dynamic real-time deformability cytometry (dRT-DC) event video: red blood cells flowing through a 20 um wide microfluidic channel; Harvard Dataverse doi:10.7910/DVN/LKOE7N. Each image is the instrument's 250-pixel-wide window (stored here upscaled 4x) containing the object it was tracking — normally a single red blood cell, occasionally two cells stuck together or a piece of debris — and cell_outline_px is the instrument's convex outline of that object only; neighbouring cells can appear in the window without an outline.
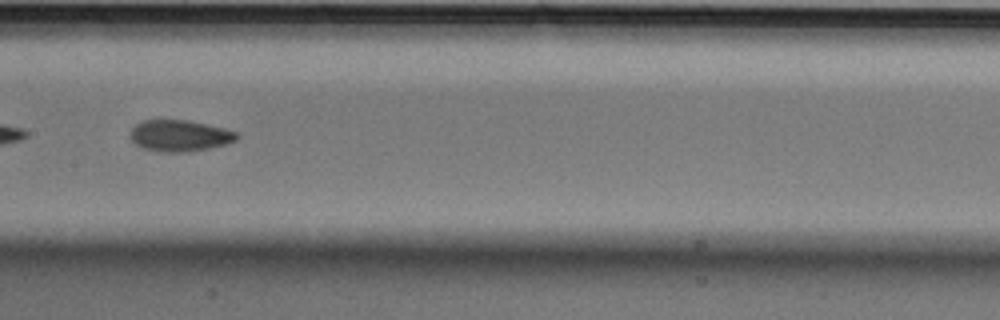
{"species": "Egyptian fruit bat (a non-hibernating species)", "species_latin": "Rousettus aegyptiacus", "temperature_condition": "cold", "stored_images_in_passage": 57, "segment_of_instrument_passage": [2, 2], "camera_frame_rate_fps": 3000, "um_per_image_px": 0.085, "animal": {"sex": "male"}, "frame": {"image": 1, "passage_image": 29, "time_ms": 9.333, "image_size_px": [1000, 320], "cell_outline_px": [[240, 136], [236, 140], [224, 144], [208, 148], [188, 152], [160, 152], [140, 148], [128, 136], [132, 128], [136, 124], [144, 120], [188, 120], [224, 128], [236, 132]], "centroid_in_image_um": [15.23, 11.54], "position_along_channel_um": 192.2, "area_um2": 19.54}}
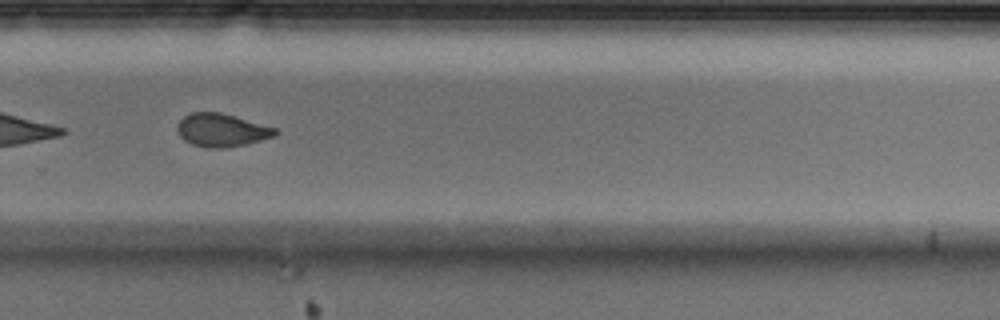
{"frame": {"image": 2, "passage_image": 39, "time_ms": 12.667, "image_size_px": [1000, 320], "cell_outline_px": [[280, 132], [276, 136], [244, 144], [224, 148], [208, 148], [192, 144], [184, 140], [180, 136], [176, 128], [176, 124], [184, 116], [192, 112], [220, 112], [276, 128]], "centroid_in_image_um": [18.82, 11.06], "position_along_channel_um": 311.0, "area_um2": 18.84}}